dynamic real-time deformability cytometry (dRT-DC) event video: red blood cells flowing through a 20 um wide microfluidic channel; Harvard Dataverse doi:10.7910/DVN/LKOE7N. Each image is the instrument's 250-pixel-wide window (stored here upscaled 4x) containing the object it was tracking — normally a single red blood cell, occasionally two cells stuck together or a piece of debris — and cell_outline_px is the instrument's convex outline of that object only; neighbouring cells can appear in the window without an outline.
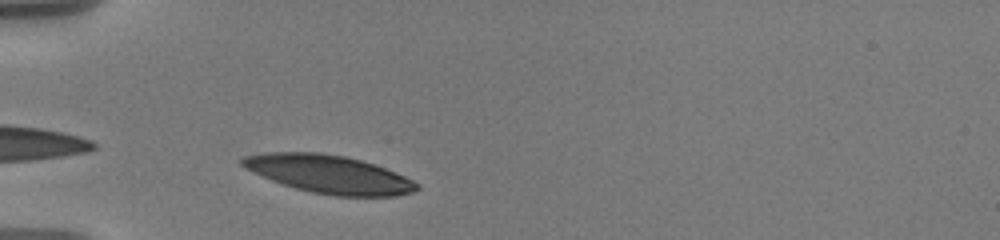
{"species": "human", "species_latin": "Homo sapiens", "temperature_condition": "warm", "stored_images_in_passage": 31, "camera_frame_rate_fps": 3000, "um_per_image_px": 0.085, "donor": {"sex": "male"}, "frame": {"image": 1, "passage_image": 3, "time_ms": 0.667, "image_size_px": [1000, 240], "cell_outline_px": [[420, 188], [416, 192], [396, 196], [336, 196], [312, 192], [296, 188], [272, 180], [244, 168], [240, 164], [240, 156], [264, 152], [320, 152], [344, 156], [360, 160], [396, 172], [420, 184]], "centroid_in_image_um": [27.95, 14.8], "position_along_channel_um": 57.0, "area_um2": 38.78}}
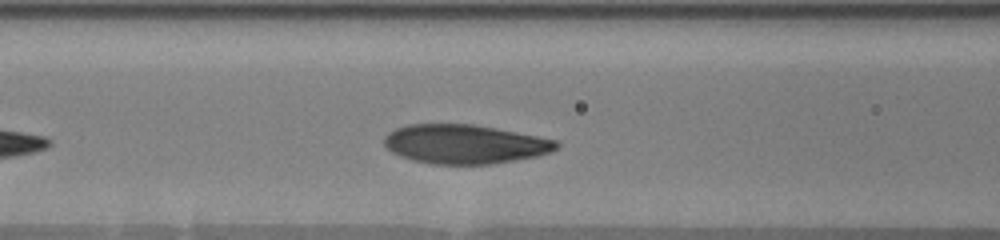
{"frame": {"image": 2, "passage_image": 13, "time_ms": 3.0, "image_size_px": [1000, 240], "cell_outline_px": [[560, 144], [552, 152], [536, 156], [516, 160], [492, 164], [432, 164], [412, 160], [400, 156], [392, 152], [384, 144], [384, 136], [388, 132], [396, 128], [408, 124], [472, 124], [496, 128], [556, 140]], "centroid_in_image_um": [39.48, 12.25], "position_along_channel_um": 127.1, "area_um2": 39.25}}
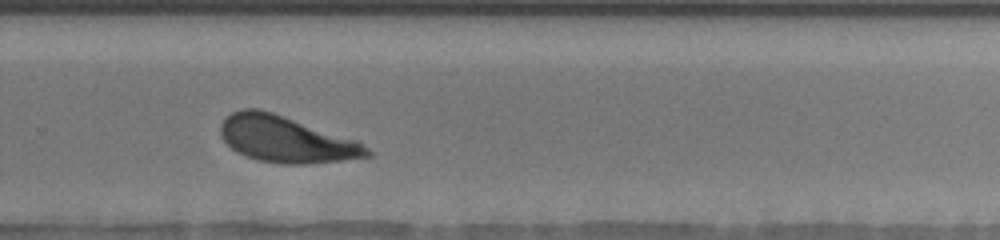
{"frame": {"image": 3, "passage_image": 30, "time_ms": 8.0, "image_size_px": [1000, 240], "cell_outline_px": [[372, 156], [344, 160], [308, 164], [280, 164], [256, 160], [244, 156], [236, 152], [220, 136], [220, 124], [224, 116], [240, 108], [260, 108], [356, 140], [368, 148], [372, 152]], "centroid_in_image_um": [24.26, 11.84], "position_along_channel_um": 305.5, "area_um2": 39.77}}